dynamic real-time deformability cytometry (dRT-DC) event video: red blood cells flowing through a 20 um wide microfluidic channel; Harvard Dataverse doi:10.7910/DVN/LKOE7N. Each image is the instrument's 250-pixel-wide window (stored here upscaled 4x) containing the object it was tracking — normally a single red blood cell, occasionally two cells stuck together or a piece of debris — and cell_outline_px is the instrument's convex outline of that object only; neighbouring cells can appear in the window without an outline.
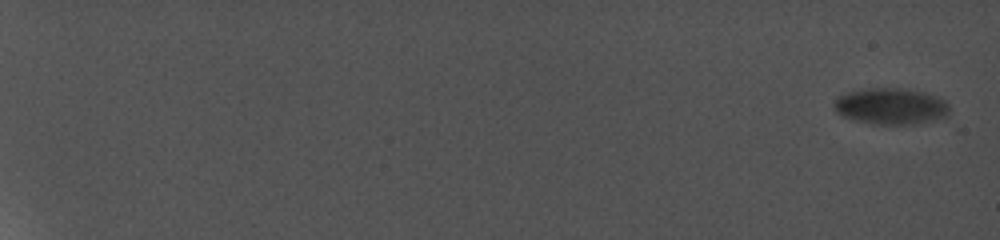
{"species": "common noctule bat (a hibernating species)", "species_latin": "Nyctalus noctula", "temperature_condition": "cold", "stored_images_in_passage": 17, "camera_frame_rate_fps": 5000, "um_per_image_px": 0.085, "animal": {"sex": "female", "body_mass_g": 19.0, "forearm_length_mm": 56.7}, "frame": {"image": 1, "passage_image": 1, "time_ms": 0.0, "image_size_px": [1000, 240], "cell_outline_px": [[948, 116], [936, 120], [920, 124], [872, 124], [852, 120], [836, 112], [832, 108], [832, 104], [836, 96], [848, 92], [868, 88], [900, 88], [924, 92], [936, 96], [944, 100], [948, 104]], "centroid_in_image_um": [75.69, 9.04], "position_along_channel_um": 9.3, "area_um2": 24.8}}
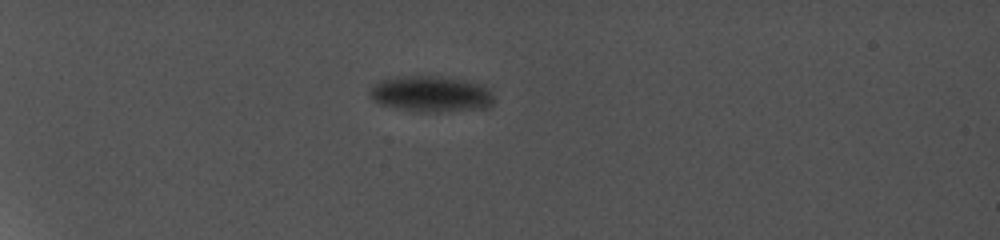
{"frame": {"image": 2, "passage_image": 9, "time_ms": 7.2, "image_size_px": [1000, 240], "cell_outline_px": [[492, 104], [488, 108], [408, 108], [380, 104], [372, 100], [368, 96], [368, 92], [372, 84], [376, 80], [396, 76], [440, 76], [468, 80], [484, 84], [492, 92]], "centroid_in_image_um": [36.58, 7.88], "position_along_channel_um": 48.4, "area_um2": 24.97}}
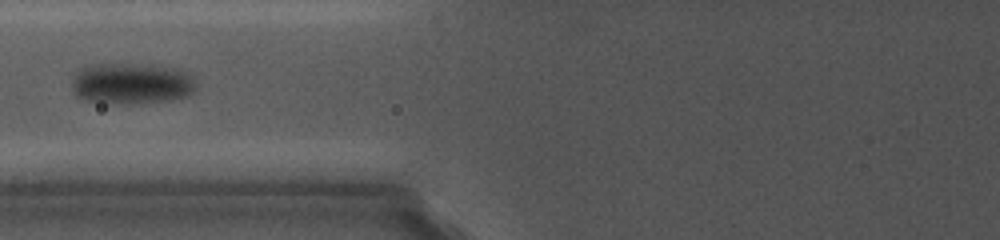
{"frame": {"image": 3, "passage_image": 13, "time_ms": 11.0, "image_size_px": [1000, 240], "cell_outline_px": [[192, 88], [188, 92], [180, 96], [156, 100], [100, 100], [80, 96], [72, 88], [72, 76], [76, 68], [88, 64], [140, 64], [176, 68], [192, 84]], "centroid_in_image_um": [10.98, 6.98], "position_along_channel_um": 114.8, "area_um2": 27.17}}